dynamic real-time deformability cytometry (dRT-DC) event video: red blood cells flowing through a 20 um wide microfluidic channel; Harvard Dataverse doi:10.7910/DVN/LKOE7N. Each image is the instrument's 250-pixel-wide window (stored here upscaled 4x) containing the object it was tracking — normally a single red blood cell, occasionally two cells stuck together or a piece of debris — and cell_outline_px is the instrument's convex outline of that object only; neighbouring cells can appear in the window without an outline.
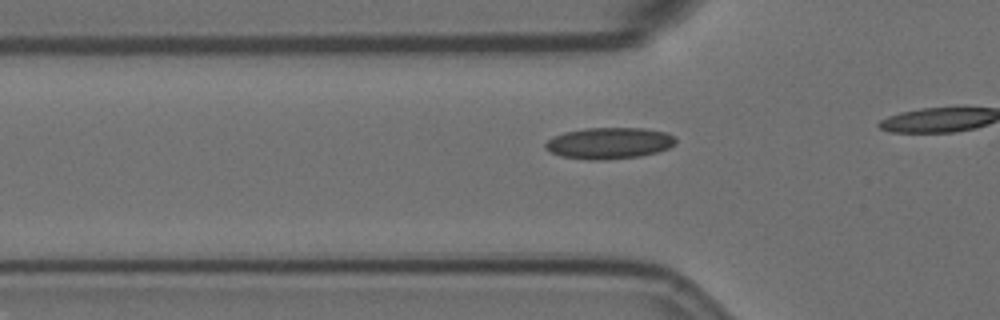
{"species": "Egyptian fruit bat (a non-hibernating species)", "species_latin": "Rousettus aegyptiacus", "temperature_condition": "room temperature", "stored_images_in_passage": 21, "camera_frame_rate_fps": 3000, "um_per_image_px": 0.085, "animal": {"sex": "female"}, "frame": {"image": 1, "passage_image": 15, "time_ms": 4.667, "image_size_px": [1000, 320], "cell_outline_px": [[676, 144], [668, 148], [656, 152], [640, 156], [604, 160], [588, 160], [560, 156], [544, 148], [544, 144], [552, 136], [564, 132], [584, 128], [644, 128], [664, 132], [676, 136]], "centroid_in_image_um": [51.77, 12.16], "position_along_channel_um": 74.0, "area_um2": 23.99}}
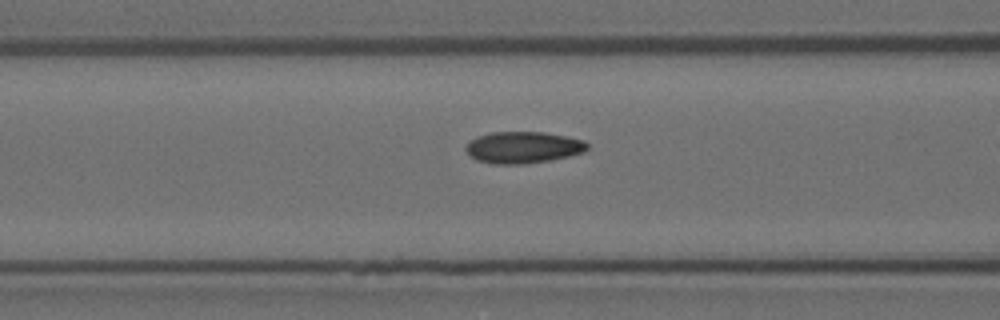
{"frame": {"image": 2, "passage_image": 19, "time_ms": 6.0, "image_size_px": [1000, 320], "cell_outline_px": [[588, 148], [584, 152], [568, 156], [548, 160], [524, 164], [492, 164], [476, 160], [464, 148], [476, 136], [492, 132], [544, 132], [568, 136], [584, 140], [588, 144]], "centroid_in_image_um": [44.48, 12.52], "position_along_channel_um": 122.1, "area_um2": 22.37}}